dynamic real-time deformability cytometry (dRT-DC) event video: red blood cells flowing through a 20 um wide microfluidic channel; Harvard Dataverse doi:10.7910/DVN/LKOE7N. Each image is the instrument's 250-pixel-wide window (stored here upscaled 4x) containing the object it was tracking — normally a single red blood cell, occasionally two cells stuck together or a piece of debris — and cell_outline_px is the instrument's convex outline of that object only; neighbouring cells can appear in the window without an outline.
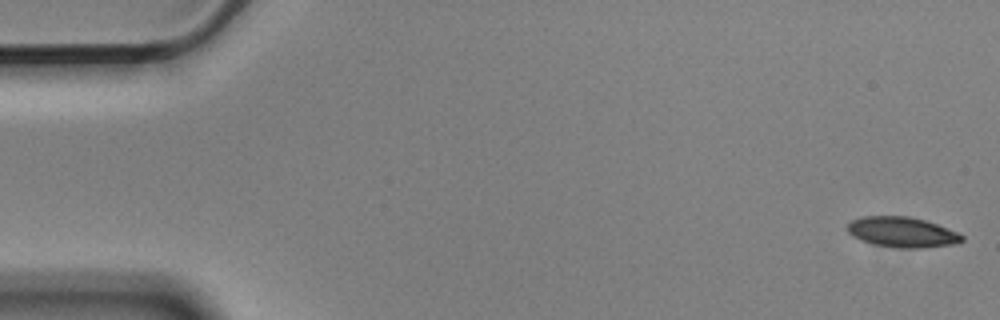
{"species": "Egyptian fruit bat (a non-hibernating species)", "species_latin": "Rousettus aegyptiacus", "temperature_condition": "cold", "stored_images_in_passage": 5, "camera_frame_rate_fps": 3000, "um_per_image_px": 0.085, "animal": {"sex": "male"}, "frame": {"image": 1, "passage_image": 1, "time_ms": 0.0, "image_size_px": [1000, 320], "cell_outline_px": [[964, 240], [952, 244], [920, 248], [896, 248], [872, 244], [860, 240], [852, 236], [848, 232], [848, 224], [852, 220], [864, 216], [908, 216], [924, 220], [936, 224], [956, 232], [964, 236]], "centroid_in_image_um": [76.64, 19.74], "position_along_channel_um": 8.4, "area_um2": 20.11}}
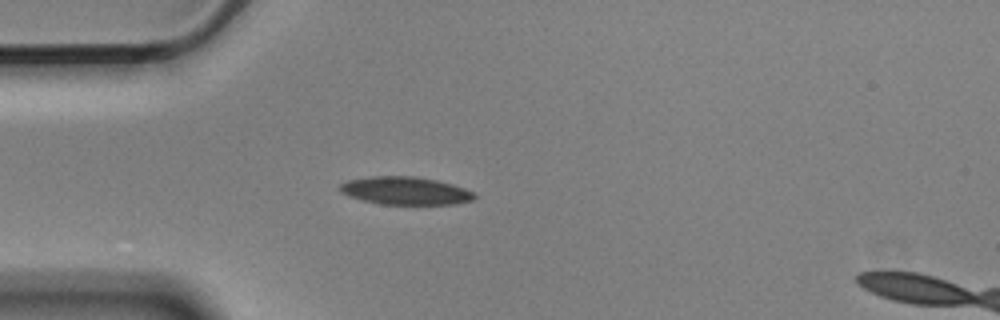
{"frame": {"image": 2, "passage_image": 5, "time_ms": 1.333, "image_size_px": [1000, 320], "cell_outline_px": [[476, 196], [472, 200], [456, 204], [380, 204], [348, 196], [340, 192], [340, 184], [348, 180], [372, 176], [416, 176], [436, 180], [452, 184], [464, 188], [472, 192]], "centroid_in_image_um": [34.44, 16.21], "position_along_channel_um": 50.6, "area_um2": 21.73}}